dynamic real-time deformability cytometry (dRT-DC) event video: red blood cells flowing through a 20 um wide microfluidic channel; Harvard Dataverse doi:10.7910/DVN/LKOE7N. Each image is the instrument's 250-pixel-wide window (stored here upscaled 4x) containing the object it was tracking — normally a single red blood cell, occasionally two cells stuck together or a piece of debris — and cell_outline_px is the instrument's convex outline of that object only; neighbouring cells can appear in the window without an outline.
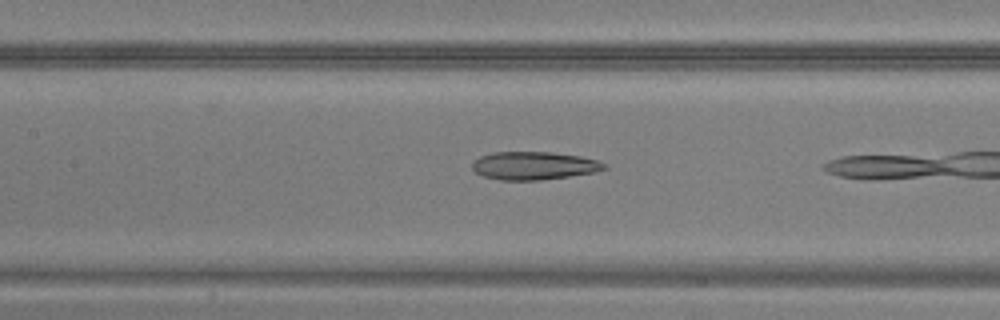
{"species": "common noctule bat (a hibernating species)", "species_latin": "Nyctalus noctula", "temperature_condition": "warm", "stored_images_in_passage": 24, "camera_frame_rate_fps": 3000, "um_per_image_px": 0.085, "animal": {"sex": "male", "body_mass_g": 20.5, "forearm_length_mm": 52.5}, "frame": {"image": 1, "passage_image": 17, "time_ms": 5.333, "image_size_px": [1000, 320], "cell_outline_px": [[608, 168], [592, 172], [568, 176], [540, 180], [500, 180], [484, 176], [476, 172], [472, 168], [472, 164], [480, 156], [492, 152], [552, 152], [580, 156], [596, 160], [608, 164]], "centroid_in_image_um": [45.39, 14.07], "position_along_channel_um": 162.0, "area_um2": 21.44}}